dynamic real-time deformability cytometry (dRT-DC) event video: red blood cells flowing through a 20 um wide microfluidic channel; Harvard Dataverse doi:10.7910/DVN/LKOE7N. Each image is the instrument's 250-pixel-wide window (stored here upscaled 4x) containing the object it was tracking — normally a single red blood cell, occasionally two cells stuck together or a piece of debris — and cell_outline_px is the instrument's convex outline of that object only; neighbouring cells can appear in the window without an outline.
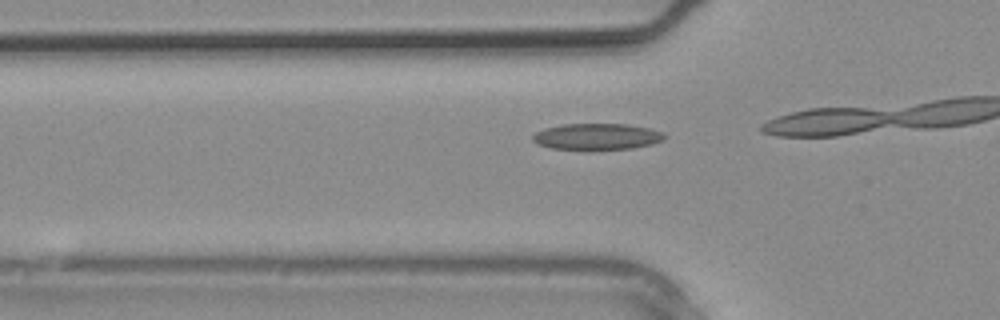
{"species": "common noctule bat (a hibernating species)", "species_latin": "Nyctalus noctula", "temperature_condition": "warm", "stored_images_in_passage": 3, "camera_frame_rate_fps": 3000, "um_per_image_px": 0.085, "animal": {"sex": "male", "body_mass_g": 20.4}, "frame": {"image": 1, "passage_image": 2, "time_ms": 0.333, "image_size_px": [1000, 320], "cell_outline_px": [[664, 140], [652, 144], [632, 148], [592, 152], [584, 152], [552, 148], [536, 144], [532, 140], [532, 136], [536, 132], [544, 128], [564, 124], [628, 124], [648, 128], [664, 132]], "centroid_in_image_um": [50.7, 11.65], "position_along_channel_um": 75.1, "area_um2": 21.04}}